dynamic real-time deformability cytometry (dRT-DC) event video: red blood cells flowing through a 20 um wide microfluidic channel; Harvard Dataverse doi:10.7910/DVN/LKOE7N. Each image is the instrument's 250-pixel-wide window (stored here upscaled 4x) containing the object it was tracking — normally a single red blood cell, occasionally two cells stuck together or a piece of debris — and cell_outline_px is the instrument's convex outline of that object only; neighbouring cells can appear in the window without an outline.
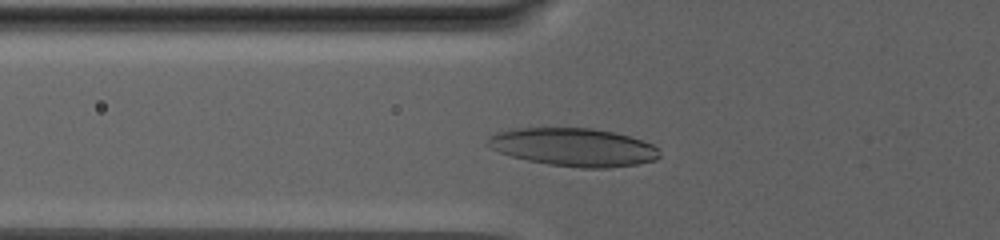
{"species": "human", "species_latin": "Homo sapiens", "temperature_condition": "warm", "stored_images_in_passage": 79, "camera_frame_rate_fps": 3000, "um_per_image_px": 0.085, "donor": {"sex": "male"}, "frame": {"image": 1, "passage_image": 25, "time_ms": 8.0, "image_size_px": [1000, 240], "cell_outline_px": [[660, 156], [656, 160], [636, 164], [608, 168], [580, 168], [548, 164], [528, 160], [512, 156], [500, 152], [484, 144], [488, 136], [496, 132], [512, 128], [592, 128], [612, 132], [628, 136], [652, 144], [660, 148]], "centroid_in_image_um": [48.73, 12.51], "position_along_channel_um": 77.1, "area_um2": 38.26}}
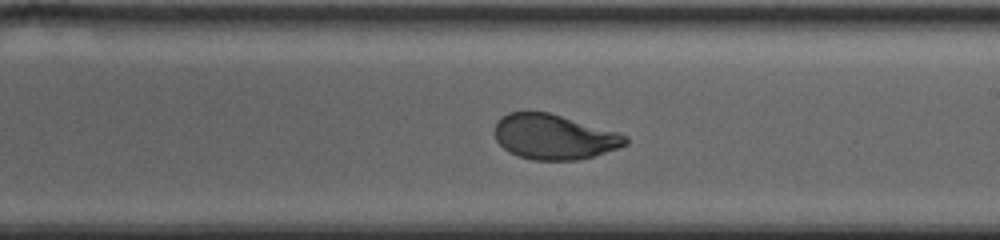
{"frame": {"image": 2, "passage_image": 46, "time_ms": 15.0, "image_size_px": [1000, 240], "cell_outline_px": [[628, 144], [596, 156], [576, 160], [532, 160], [516, 156], [508, 152], [496, 140], [492, 132], [496, 120], [500, 116], [508, 112], [548, 112], [616, 132], [628, 136]], "centroid_in_image_um": [47.03, 11.64], "position_along_channel_um": 242.0, "area_um2": 34.56}}
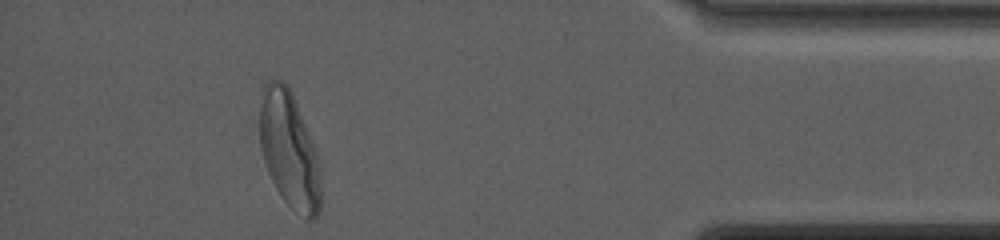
{"frame": {"image": 3, "passage_image": 72, "time_ms": 23.667, "image_size_px": [1000, 240], "cell_outline_px": [[320, 212], [312, 220], [308, 220], [292, 208], [280, 196], [268, 172], [264, 160], [260, 144], [260, 108], [264, 84], [268, 80], [280, 80], [288, 84], [296, 100], [316, 148], [320, 160]], "centroid_in_image_um": [24.61, 12.73], "position_along_channel_um": 410.6, "area_um2": 41.73}, "authors_computed_cell_mechanics": {"area_um2": 37.1654, "velocity_mm_per_s": 2.3737, "shape_relaxation_time_tau1_ms": 6.725, "shape_relaxation_time_tau2_ms": 1.2164, "deformation_change_tau1": 0.2063, "deformation_change_tau2": 0.0553}}